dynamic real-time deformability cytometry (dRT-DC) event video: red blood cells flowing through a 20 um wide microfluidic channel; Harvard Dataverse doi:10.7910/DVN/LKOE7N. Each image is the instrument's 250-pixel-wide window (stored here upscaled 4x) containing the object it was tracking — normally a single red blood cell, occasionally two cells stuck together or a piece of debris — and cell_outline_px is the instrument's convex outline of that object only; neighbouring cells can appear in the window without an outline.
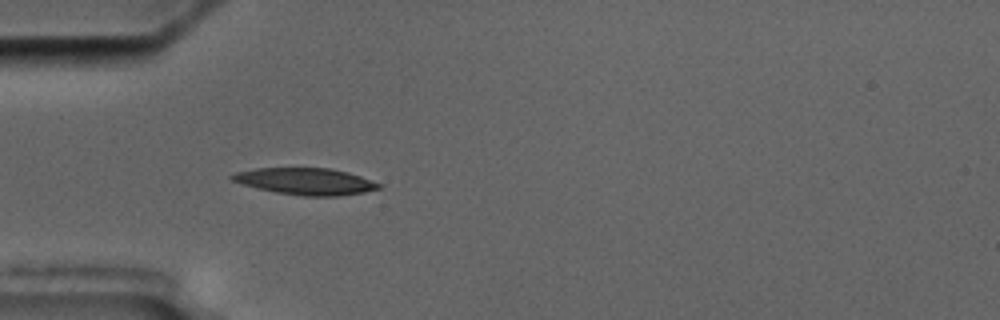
{"species": "common noctule bat (a hibernating species)", "species_latin": "Nyctalus noctula", "temperature_condition": "cold", "stored_images_in_passage": 2, "camera_frame_rate_fps": 3000, "um_per_image_px": 0.085, "animal": {"sex": "male", "body_mass_g": 17.5, "forearm_length_mm": 52.3}, "frame": {"image": 1, "passage_image": 2, "time_ms": 1.0, "image_size_px": [1000, 320], "cell_outline_px": [[384, 184], [380, 188], [364, 192], [336, 196], [304, 196], [276, 192], [244, 184], [232, 180], [228, 176], [236, 172], [256, 168], [328, 168], [348, 172]], "centroid_in_image_um": [26.01, 15.41], "position_along_channel_um": 59.0, "area_um2": 22.66}}